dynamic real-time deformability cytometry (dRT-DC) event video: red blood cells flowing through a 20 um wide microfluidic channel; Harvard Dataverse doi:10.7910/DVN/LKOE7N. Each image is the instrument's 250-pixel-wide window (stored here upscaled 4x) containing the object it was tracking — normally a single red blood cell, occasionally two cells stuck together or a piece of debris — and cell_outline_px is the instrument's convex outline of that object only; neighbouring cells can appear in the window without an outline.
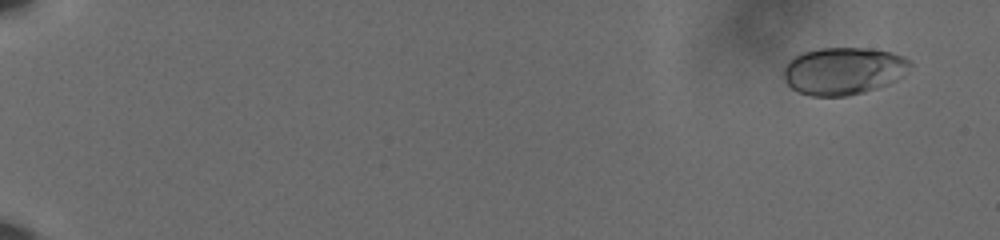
{"species": "human", "species_latin": "Homo sapiens", "temperature_condition": "cold", "stored_images_in_passage": 58, "camera_frame_rate_fps": 3000, "um_per_image_px": 0.085, "donor": {"sex": "male"}, "frame": {"image": 1, "passage_image": 2, "time_ms": 0.333, "image_size_px": [1000, 240], "cell_outline_px": [[912, 64], [896, 80], [888, 84], [864, 92], [848, 96], [812, 96], [800, 92], [792, 88], [788, 84], [784, 76], [784, 68], [796, 56], [804, 52], [820, 48], [872, 48], [892, 52], [908, 60]], "centroid_in_image_um": [71.7, 6.03], "position_along_channel_um": 13.3, "area_um2": 34.51}}
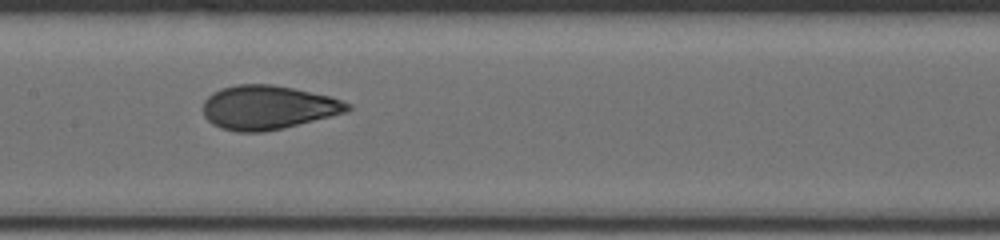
{"frame": {"image": 2, "passage_image": 32, "time_ms": 10.333, "image_size_px": [1000, 240], "cell_outline_px": [[352, 108], [348, 112], [284, 128], [264, 132], [236, 132], [220, 128], [212, 124], [204, 116], [204, 100], [208, 96], [220, 88], [236, 84], [272, 84], [332, 96], [352, 104]], "centroid_in_image_um": [22.8, 9.13], "position_along_channel_um": 184.6, "area_um2": 37.34}}
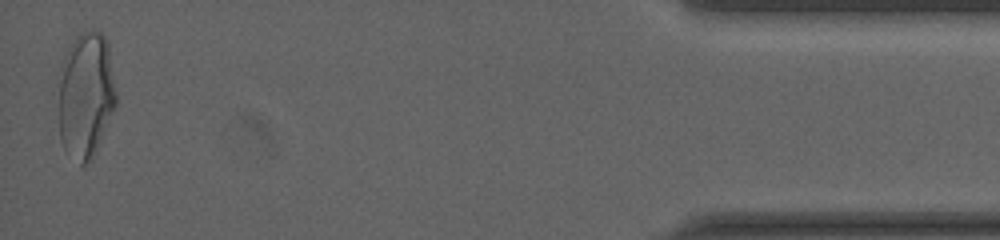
{"frame": {"image": 3, "passage_image": 58, "time_ms": 19.0, "image_size_px": [1000, 240], "cell_outline_px": [[116, 104], [96, 152], [92, 160], [84, 164], [80, 164], [64, 148], [60, 140], [56, 76], [64, 56], [68, 48], [76, 36], [80, 32], [100, 32], [104, 36], [108, 44], [116, 92]], "centroid_in_image_um": [7.25, 8.09], "position_along_channel_um": 428.0, "area_um2": 43.0}, "authors_computed_cell_mechanics": {"area_um2": 35.9516, "velocity_mm_per_s": 3.6167, "shape_relaxation_time_tau1_ms": 4.8445, "shape_relaxation_time_tau2_ms": 0.6233, "deformation_change_tau1": 0.1516, "deformation_change_tau2": 0.0554}}